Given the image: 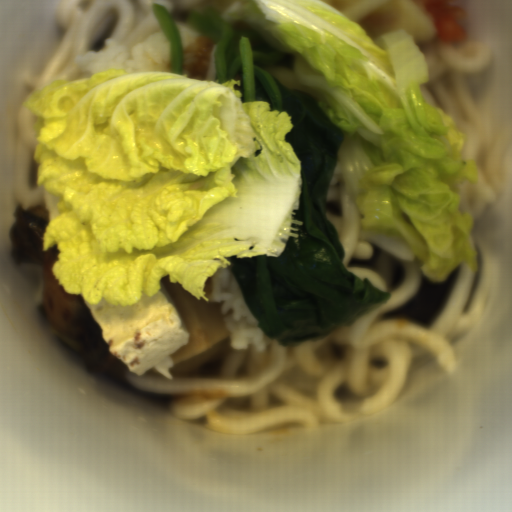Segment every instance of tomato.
I'll return each mask as SVG.
<instances>
[{
	"mask_svg": "<svg viewBox=\"0 0 512 512\" xmlns=\"http://www.w3.org/2000/svg\"><path fill=\"white\" fill-rule=\"evenodd\" d=\"M429 13L440 38L449 43L464 42L469 36L458 23L462 9L453 0H417Z\"/></svg>",
	"mask_w": 512,
	"mask_h": 512,
	"instance_id": "obj_1",
	"label": "tomato"
}]
</instances>
